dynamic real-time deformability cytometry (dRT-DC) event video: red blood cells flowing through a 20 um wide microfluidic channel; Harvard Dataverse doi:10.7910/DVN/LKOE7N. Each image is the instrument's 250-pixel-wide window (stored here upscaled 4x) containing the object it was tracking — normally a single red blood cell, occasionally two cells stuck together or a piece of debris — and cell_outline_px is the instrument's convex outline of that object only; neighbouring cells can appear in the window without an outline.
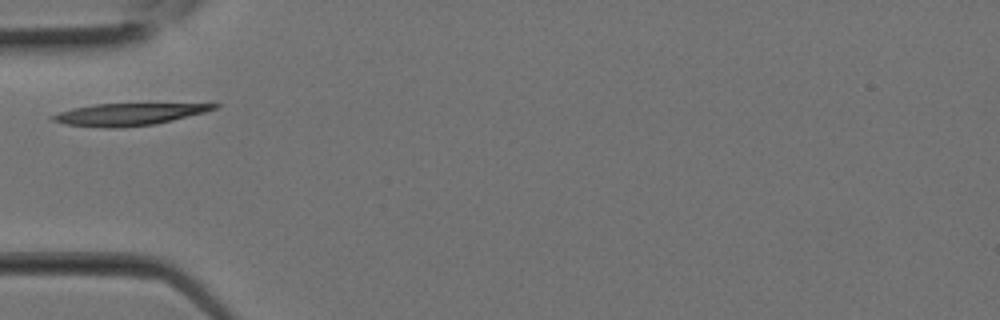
{"species": "Egyptian fruit bat (a non-hibernating species)", "species_latin": "Rousettus aegyptiacus", "temperature_condition": "room temperature", "stored_images_in_passage": 1, "camera_frame_rate_fps": 3000, "um_per_image_px": 0.085, "animal": {"sex": "female"}, "frame": {"image": 1, "passage_image": 1, "time_ms": 0.0, "image_size_px": [1000, 320], "cell_outline_px": [[220, 108], [156, 124], [120, 128], [104, 128], [64, 124], [52, 120], [48, 116], [72, 108], [92, 104], [220, 104]], "centroid_in_image_um": [10.87, 9.72], "position_along_channel_um": 74.1, "area_um2": 20.69}}